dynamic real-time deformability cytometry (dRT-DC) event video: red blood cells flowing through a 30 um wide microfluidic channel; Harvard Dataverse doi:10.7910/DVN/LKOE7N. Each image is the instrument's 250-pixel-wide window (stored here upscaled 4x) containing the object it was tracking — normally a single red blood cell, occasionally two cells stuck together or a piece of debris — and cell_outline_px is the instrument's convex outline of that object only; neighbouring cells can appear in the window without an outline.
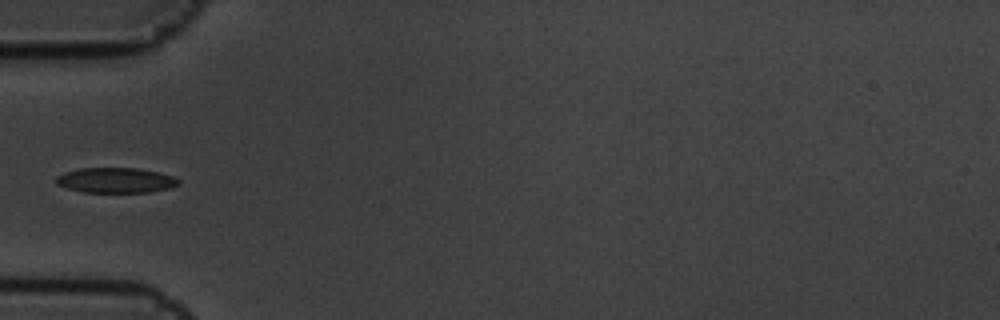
{"species": "common noctule bat (a hibernating species)", "species_latin": "Nyctalus noctula", "temperature_condition": "cold", "stored_images_in_passage": 8, "camera_frame_rate_fps": 3000, "um_per_image_px": 0.085, "animal": {"sex": "male", "body_mass_g": 19.5, "forearm_length_mm": 54.6}, "frame": {"image": 1, "passage_image": 4, "time_ms": 1.0, "image_size_px": [1000, 320], "cell_outline_px": [[180, 184], [172, 188], [148, 192], [84, 192], [68, 188], [56, 184], [56, 176], [64, 172], [80, 168], [136, 168], [156, 172], [172, 176], [180, 180]], "centroid_in_image_um": [9.84, 15.32], "position_along_channel_um": 75.2, "area_um2": 17.92}}
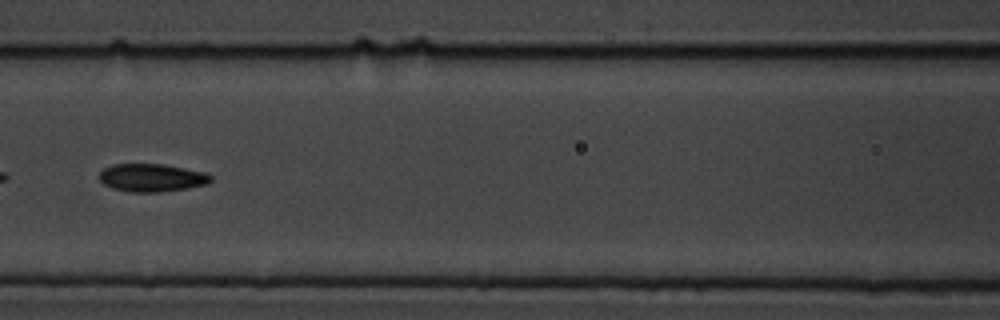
{"frame": {"image": 2, "passage_image": 6, "time_ms": 1.667, "image_size_px": [1000, 320], "cell_outline_px": [[212, 180], [208, 184], [188, 188], [160, 192], [128, 192], [112, 188], [104, 184], [100, 180], [100, 172], [104, 168], [112, 164], [164, 164], [208, 172], [212, 176]], "centroid_in_image_um": [12.94, 15.1], "position_along_channel_um": 153.7, "area_um2": 18.38}}
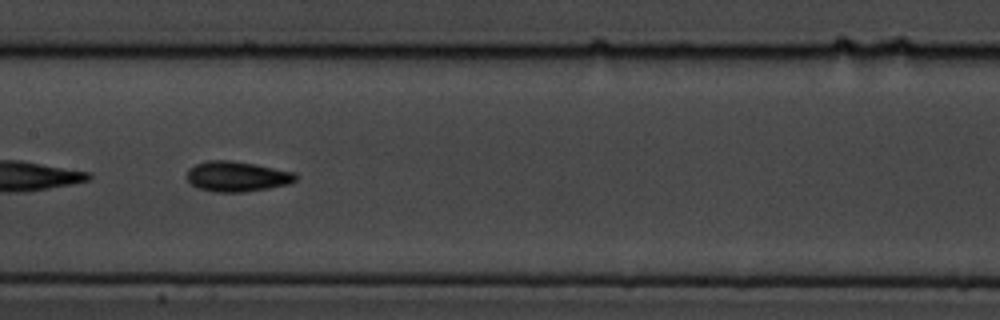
{"frame": {"image": 3, "passage_image": 7, "time_ms": 2.0, "image_size_px": [1000, 320], "cell_outline_px": [[296, 180], [288, 184], [268, 188], [244, 192], [216, 192], [196, 188], [188, 180], [188, 168], [196, 164], [208, 160], [228, 160], [256, 164], [296, 172]], "centroid_in_image_um": [20.14, 14.99], "position_along_channel_um": 187.3, "area_um2": 19.19}}